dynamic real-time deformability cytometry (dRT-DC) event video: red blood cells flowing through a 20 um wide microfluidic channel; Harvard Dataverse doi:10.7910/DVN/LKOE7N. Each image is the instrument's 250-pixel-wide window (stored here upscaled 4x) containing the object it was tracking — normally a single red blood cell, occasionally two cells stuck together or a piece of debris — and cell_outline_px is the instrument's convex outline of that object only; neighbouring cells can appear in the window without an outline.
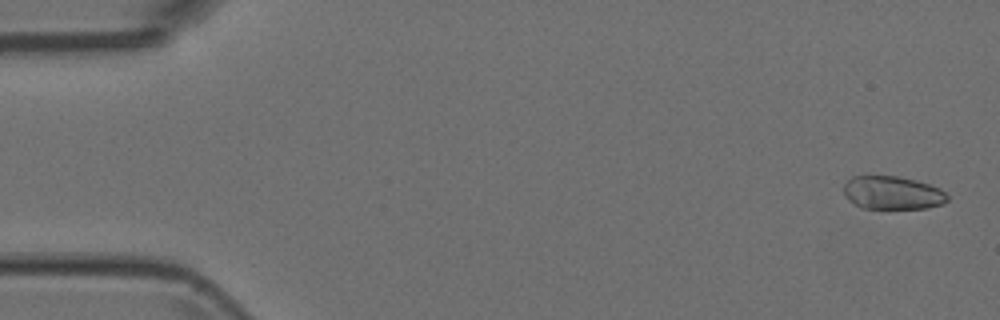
{"species": "Egyptian fruit bat (a non-hibernating species)", "species_latin": "Rousettus aegyptiacus", "temperature_condition": "room temperature", "stored_images_in_passage": 6, "camera_frame_rate_fps": 3000, "um_per_image_px": 0.085, "animal": {"sex": "female"}, "frame": {"image": 1, "passage_image": 1, "time_ms": 0.0, "image_size_px": [1000, 320], "cell_outline_px": [[948, 200], [940, 204], [928, 208], [860, 208], [848, 200], [844, 196], [844, 184], [852, 176], [896, 176], [916, 180], [940, 188], [948, 196]], "centroid_in_image_um": [75.83, 16.39], "position_along_channel_um": 9.2, "area_um2": 20.06}}
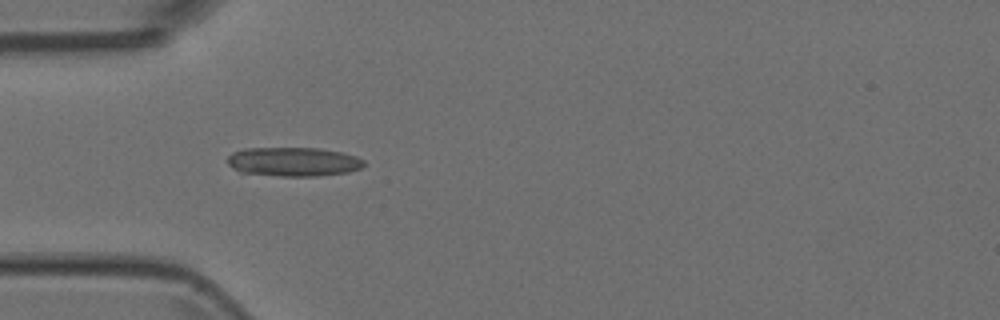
{"frame": {"image": 2, "passage_image": 5, "time_ms": 1.333, "image_size_px": [1000, 320], "cell_outline_px": [[364, 164], [360, 168], [348, 172], [316, 176], [280, 176], [240, 172], [232, 168], [228, 164], [228, 156], [232, 152], [244, 148], [320, 148], [340, 152], [356, 156], [364, 160]], "centroid_in_image_um": [24.91, 13.74], "position_along_channel_um": 60.1, "area_um2": 23.12}}
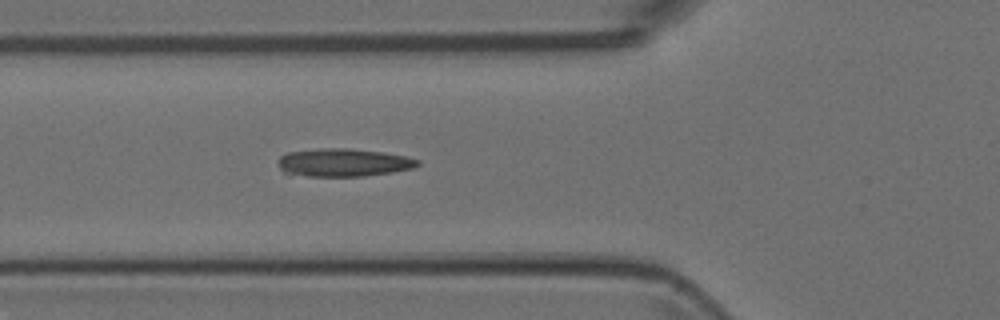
{"frame": {"image": 3, "passage_image": 6, "time_ms": 1.667, "image_size_px": [1000, 320], "cell_outline_px": [[420, 164], [412, 168], [392, 172], [364, 176], [288, 176], [280, 168], [280, 156], [288, 152], [324, 148], [348, 148], [384, 152], [404, 156], [420, 160]], "centroid_in_image_um": [29.17, 13.82], "position_along_channel_um": 96.6, "area_um2": 22.83}}